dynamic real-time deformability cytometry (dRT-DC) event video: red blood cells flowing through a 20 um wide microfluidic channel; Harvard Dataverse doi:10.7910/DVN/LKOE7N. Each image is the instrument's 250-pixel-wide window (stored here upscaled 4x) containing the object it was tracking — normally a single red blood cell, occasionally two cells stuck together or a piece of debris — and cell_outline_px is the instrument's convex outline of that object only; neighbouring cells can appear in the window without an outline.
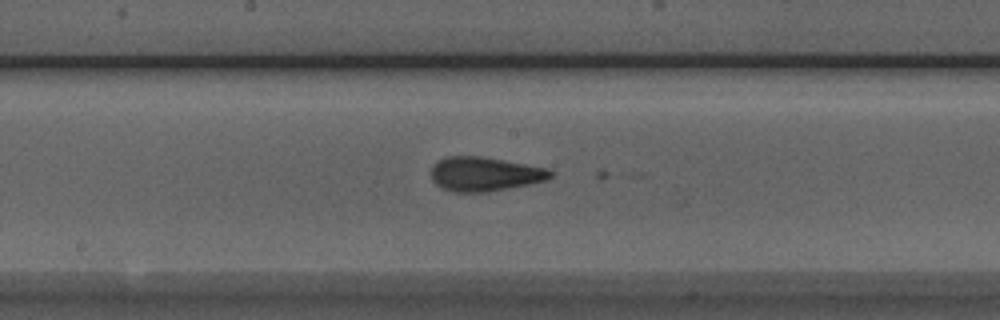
{"species": "Egyptian fruit bat (a non-hibernating species)", "species_latin": "Rousettus aegyptiacus", "temperature_condition": "room temperature", "stored_images_in_passage": 40, "camera_frame_rate_fps": 3000, "um_per_image_px": 0.085, "animal": {"sex": "male"}, "frame": {"image": 1, "passage_image": 14, "time_ms": 4.333, "image_size_px": [1000, 320], "cell_outline_px": [[552, 176], [544, 180], [528, 184], [508, 188], [484, 192], [456, 192], [440, 188], [432, 180], [432, 168], [440, 160], [448, 156], [480, 156], [548, 168], [552, 172]], "centroid_in_image_um": [41.18, 14.79], "position_along_channel_um": 207.0, "area_um2": 23.41}}
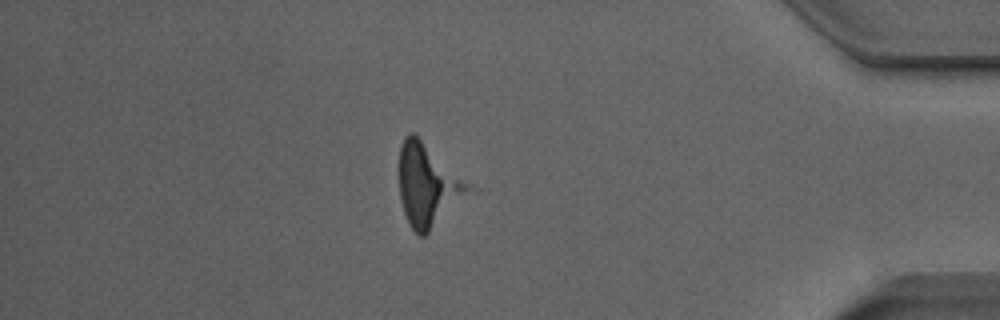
{"frame": {"image": 2, "passage_image": 32, "time_ms": 10.333, "image_size_px": [1000, 320], "cell_outline_px": [[476, 188], [424, 236], [420, 236], [408, 224], [400, 200], [396, 168], [400, 144], [404, 136], [408, 132], [412, 132]], "centroid_in_image_um": [36.32, 15.72], "position_along_channel_um": 398.9, "area_um2": 33.76}}
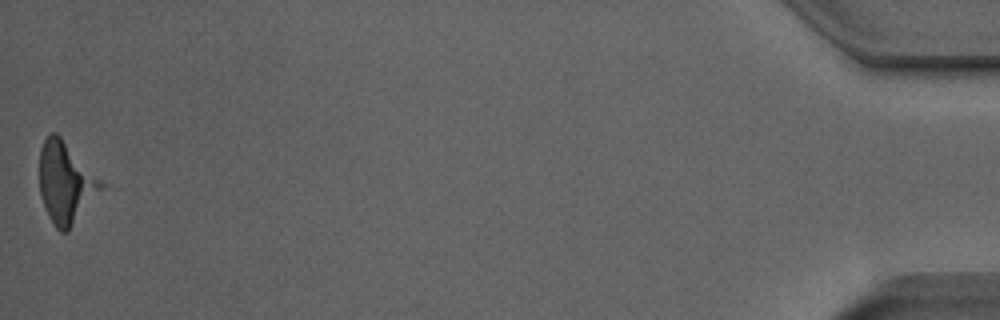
{"frame": {"image": 3, "passage_image": 39, "time_ms": 12.667, "image_size_px": [1000, 320], "cell_outline_px": [[104, 188], [68, 232], [60, 232], [56, 228], [48, 216], [40, 196], [40, 148], [44, 140], [52, 132], [56, 132], [60, 136], [104, 184]], "centroid_in_image_um": [5.57, 15.57], "position_along_channel_um": 429.6, "area_um2": 28.84}}